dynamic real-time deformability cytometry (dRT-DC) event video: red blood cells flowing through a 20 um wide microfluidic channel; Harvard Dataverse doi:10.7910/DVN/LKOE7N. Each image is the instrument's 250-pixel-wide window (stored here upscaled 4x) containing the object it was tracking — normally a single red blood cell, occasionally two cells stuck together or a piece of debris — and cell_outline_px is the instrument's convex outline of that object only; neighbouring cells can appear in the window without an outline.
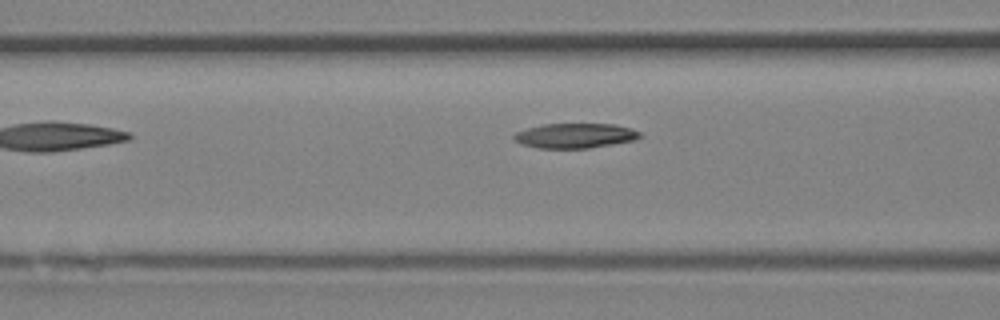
{"species": "Egyptian fruit bat (a non-hibernating species)", "species_latin": "Rousettus aegyptiacus", "temperature_condition": "room temperature", "stored_images_in_passage": 6, "camera_frame_rate_fps": 3000, "um_per_image_px": 0.085, "animal": {"sex": "female"}, "frame": {"image": 1, "passage_image": 6, "time_ms": 1.667, "image_size_px": [1000, 320], "cell_outline_px": [[644, 136], [636, 140], [588, 148], [536, 148], [520, 144], [512, 136], [516, 132], [528, 128], [544, 124], [612, 124], [632, 128], [640, 132]], "centroid_in_image_um": [48.91, 11.53], "position_along_channel_um": 117.7, "area_um2": 18.26}}